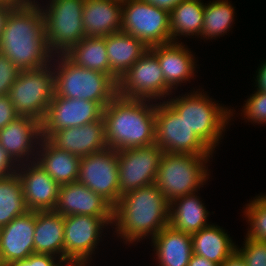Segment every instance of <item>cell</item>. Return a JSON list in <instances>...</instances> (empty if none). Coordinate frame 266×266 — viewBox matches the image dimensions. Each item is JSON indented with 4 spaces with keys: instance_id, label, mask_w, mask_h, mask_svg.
Masks as SVG:
<instances>
[{
    "instance_id": "cell-1",
    "label": "cell",
    "mask_w": 266,
    "mask_h": 266,
    "mask_svg": "<svg viewBox=\"0 0 266 266\" xmlns=\"http://www.w3.org/2000/svg\"><path fill=\"white\" fill-rule=\"evenodd\" d=\"M35 0L16 5L8 14L0 37V53L19 70L43 68L52 61L45 21Z\"/></svg>"
},
{
    "instance_id": "cell-2",
    "label": "cell",
    "mask_w": 266,
    "mask_h": 266,
    "mask_svg": "<svg viewBox=\"0 0 266 266\" xmlns=\"http://www.w3.org/2000/svg\"><path fill=\"white\" fill-rule=\"evenodd\" d=\"M170 203L155 184L129 191L113 207L116 234L126 243L155 237L169 225Z\"/></svg>"
},
{
    "instance_id": "cell-3",
    "label": "cell",
    "mask_w": 266,
    "mask_h": 266,
    "mask_svg": "<svg viewBox=\"0 0 266 266\" xmlns=\"http://www.w3.org/2000/svg\"><path fill=\"white\" fill-rule=\"evenodd\" d=\"M150 101L118 94L110 101L102 113L107 148L119 151L155 143L156 104Z\"/></svg>"
},
{
    "instance_id": "cell-4",
    "label": "cell",
    "mask_w": 266,
    "mask_h": 266,
    "mask_svg": "<svg viewBox=\"0 0 266 266\" xmlns=\"http://www.w3.org/2000/svg\"><path fill=\"white\" fill-rule=\"evenodd\" d=\"M55 56L54 95L90 100L104 109L118 94V83L110 75L77 66L65 55Z\"/></svg>"
},
{
    "instance_id": "cell-5",
    "label": "cell",
    "mask_w": 266,
    "mask_h": 266,
    "mask_svg": "<svg viewBox=\"0 0 266 266\" xmlns=\"http://www.w3.org/2000/svg\"><path fill=\"white\" fill-rule=\"evenodd\" d=\"M209 158L210 155L164 152L155 185L169 203L187 194L196 193L208 180L209 174L205 164Z\"/></svg>"
},
{
    "instance_id": "cell-6",
    "label": "cell",
    "mask_w": 266,
    "mask_h": 266,
    "mask_svg": "<svg viewBox=\"0 0 266 266\" xmlns=\"http://www.w3.org/2000/svg\"><path fill=\"white\" fill-rule=\"evenodd\" d=\"M212 151L225 130L232 111L219 106L202 92L182 95L166 101Z\"/></svg>"
},
{
    "instance_id": "cell-7",
    "label": "cell",
    "mask_w": 266,
    "mask_h": 266,
    "mask_svg": "<svg viewBox=\"0 0 266 266\" xmlns=\"http://www.w3.org/2000/svg\"><path fill=\"white\" fill-rule=\"evenodd\" d=\"M53 65L20 70L8 96L18 116L42 123L55 94Z\"/></svg>"
},
{
    "instance_id": "cell-8",
    "label": "cell",
    "mask_w": 266,
    "mask_h": 266,
    "mask_svg": "<svg viewBox=\"0 0 266 266\" xmlns=\"http://www.w3.org/2000/svg\"><path fill=\"white\" fill-rule=\"evenodd\" d=\"M49 3L47 8L41 7L48 50L53 56L65 55L86 37L82 24L84 0H50Z\"/></svg>"
},
{
    "instance_id": "cell-9",
    "label": "cell",
    "mask_w": 266,
    "mask_h": 266,
    "mask_svg": "<svg viewBox=\"0 0 266 266\" xmlns=\"http://www.w3.org/2000/svg\"><path fill=\"white\" fill-rule=\"evenodd\" d=\"M121 32L148 48L171 43L169 12L145 0L123 1Z\"/></svg>"
},
{
    "instance_id": "cell-10",
    "label": "cell",
    "mask_w": 266,
    "mask_h": 266,
    "mask_svg": "<svg viewBox=\"0 0 266 266\" xmlns=\"http://www.w3.org/2000/svg\"><path fill=\"white\" fill-rule=\"evenodd\" d=\"M155 144L164 152L173 154L212 155L213 153L165 101L156 104Z\"/></svg>"
},
{
    "instance_id": "cell-11",
    "label": "cell",
    "mask_w": 266,
    "mask_h": 266,
    "mask_svg": "<svg viewBox=\"0 0 266 266\" xmlns=\"http://www.w3.org/2000/svg\"><path fill=\"white\" fill-rule=\"evenodd\" d=\"M108 224H113V217L64 216V263L86 266L97 248L102 228Z\"/></svg>"
},
{
    "instance_id": "cell-12",
    "label": "cell",
    "mask_w": 266,
    "mask_h": 266,
    "mask_svg": "<svg viewBox=\"0 0 266 266\" xmlns=\"http://www.w3.org/2000/svg\"><path fill=\"white\" fill-rule=\"evenodd\" d=\"M171 90L165 83L156 55L150 49L118 81V95L130 99L156 101L171 94Z\"/></svg>"
},
{
    "instance_id": "cell-13",
    "label": "cell",
    "mask_w": 266,
    "mask_h": 266,
    "mask_svg": "<svg viewBox=\"0 0 266 266\" xmlns=\"http://www.w3.org/2000/svg\"><path fill=\"white\" fill-rule=\"evenodd\" d=\"M117 150L102 151L80 157L77 182L105 199L112 207L120 199Z\"/></svg>"
},
{
    "instance_id": "cell-14",
    "label": "cell",
    "mask_w": 266,
    "mask_h": 266,
    "mask_svg": "<svg viewBox=\"0 0 266 266\" xmlns=\"http://www.w3.org/2000/svg\"><path fill=\"white\" fill-rule=\"evenodd\" d=\"M164 151L152 144L117 151L120 196L155 184Z\"/></svg>"
},
{
    "instance_id": "cell-15",
    "label": "cell",
    "mask_w": 266,
    "mask_h": 266,
    "mask_svg": "<svg viewBox=\"0 0 266 266\" xmlns=\"http://www.w3.org/2000/svg\"><path fill=\"white\" fill-rule=\"evenodd\" d=\"M102 113L103 108L97 102L54 95L41 123L42 138L48 139L57 130L97 121Z\"/></svg>"
},
{
    "instance_id": "cell-16",
    "label": "cell",
    "mask_w": 266,
    "mask_h": 266,
    "mask_svg": "<svg viewBox=\"0 0 266 266\" xmlns=\"http://www.w3.org/2000/svg\"><path fill=\"white\" fill-rule=\"evenodd\" d=\"M31 161L28 162L29 165L26 163L19 165L16 172L21 181L27 209L54 210L60 185L36 161Z\"/></svg>"
},
{
    "instance_id": "cell-17",
    "label": "cell",
    "mask_w": 266,
    "mask_h": 266,
    "mask_svg": "<svg viewBox=\"0 0 266 266\" xmlns=\"http://www.w3.org/2000/svg\"><path fill=\"white\" fill-rule=\"evenodd\" d=\"M36 211H27L0 228V262L6 266L34 254Z\"/></svg>"
},
{
    "instance_id": "cell-18",
    "label": "cell",
    "mask_w": 266,
    "mask_h": 266,
    "mask_svg": "<svg viewBox=\"0 0 266 266\" xmlns=\"http://www.w3.org/2000/svg\"><path fill=\"white\" fill-rule=\"evenodd\" d=\"M41 140V123L29 117L19 116L0 129V145L19 165L24 161L27 163L29 158H33V161L36 160V157H33L36 149L33 148H36L37 145L39 147Z\"/></svg>"
},
{
    "instance_id": "cell-19",
    "label": "cell",
    "mask_w": 266,
    "mask_h": 266,
    "mask_svg": "<svg viewBox=\"0 0 266 266\" xmlns=\"http://www.w3.org/2000/svg\"><path fill=\"white\" fill-rule=\"evenodd\" d=\"M48 140L58 149L79 157L102 151L107 148L104 119L57 130Z\"/></svg>"
},
{
    "instance_id": "cell-20",
    "label": "cell",
    "mask_w": 266,
    "mask_h": 266,
    "mask_svg": "<svg viewBox=\"0 0 266 266\" xmlns=\"http://www.w3.org/2000/svg\"><path fill=\"white\" fill-rule=\"evenodd\" d=\"M54 211L62 216L113 217V207L100 195L78 182L60 186Z\"/></svg>"
},
{
    "instance_id": "cell-21",
    "label": "cell",
    "mask_w": 266,
    "mask_h": 266,
    "mask_svg": "<svg viewBox=\"0 0 266 266\" xmlns=\"http://www.w3.org/2000/svg\"><path fill=\"white\" fill-rule=\"evenodd\" d=\"M122 5L117 0H84L82 24L88 37L121 32Z\"/></svg>"
},
{
    "instance_id": "cell-22",
    "label": "cell",
    "mask_w": 266,
    "mask_h": 266,
    "mask_svg": "<svg viewBox=\"0 0 266 266\" xmlns=\"http://www.w3.org/2000/svg\"><path fill=\"white\" fill-rule=\"evenodd\" d=\"M149 49L156 55L165 83L171 89L193 77L196 68L195 57L182 43L171 42Z\"/></svg>"
},
{
    "instance_id": "cell-23",
    "label": "cell",
    "mask_w": 266,
    "mask_h": 266,
    "mask_svg": "<svg viewBox=\"0 0 266 266\" xmlns=\"http://www.w3.org/2000/svg\"><path fill=\"white\" fill-rule=\"evenodd\" d=\"M36 151V162L61 186L78 180L80 157L60 150L42 138ZM39 158H38V157Z\"/></svg>"
},
{
    "instance_id": "cell-24",
    "label": "cell",
    "mask_w": 266,
    "mask_h": 266,
    "mask_svg": "<svg viewBox=\"0 0 266 266\" xmlns=\"http://www.w3.org/2000/svg\"><path fill=\"white\" fill-rule=\"evenodd\" d=\"M158 266H187L193 254L191 234L164 227L152 239Z\"/></svg>"
},
{
    "instance_id": "cell-25",
    "label": "cell",
    "mask_w": 266,
    "mask_h": 266,
    "mask_svg": "<svg viewBox=\"0 0 266 266\" xmlns=\"http://www.w3.org/2000/svg\"><path fill=\"white\" fill-rule=\"evenodd\" d=\"M111 77L118 83L128 69L149 49L136 37L124 32L105 37Z\"/></svg>"
},
{
    "instance_id": "cell-26",
    "label": "cell",
    "mask_w": 266,
    "mask_h": 266,
    "mask_svg": "<svg viewBox=\"0 0 266 266\" xmlns=\"http://www.w3.org/2000/svg\"><path fill=\"white\" fill-rule=\"evenodd\" d=\"M33 240L35 253L59 256L64 261V216L54 210L36 211Z\"/></svg>"
},
{
    "instance_id": "cell-27",
    "label": "cell",
    "mask_w": 266,
    "mask_h": 266,
    "mask_svg": "<svg viewBox=\"0 0 266 266\" xmlns=\"http://www.w3.org/2000/svg\"><path fill=\"white\" fill-rule=\"evenodd\" d=\"M194 194L170 202L169 225L175 230L193 234L210 225L207 223L208 210Z\"/></svg>"
},
{
    "instance_id": "cell-28",
    "label": "cell",
    "mask_w": 266,
    "mask_h": 266,
    "mask_svg": "<svg viewBox=\"0 0 266 266\" xmlns=\"http://www.w3.org/2000/svg\"><path fill=\"white\" fill-rule=\"evenodd\" d=\"M193 254L207 258L221 265L236 249L225 231L215 225H209L191 234Z\"/></svg>"
},
{
    "instance_id": "cell-29",
    "label": "cell",
    "mask_w": 266,
    "mask_h": 266,
    "mask_svg": "<svg viewBox=\"0 0 266 266\" xmlns=\"http://www.w3.org/2000/svg\"><path fill=\"white\" fill-rule=\"evenodd\" d=\"M204 7L201 0H182L169 12L171 42L180 35H201Z\"/></svg>"
},
{
    "instance_id": "cell-30",
    "label": "cell",
    "mask_w": 266,
    "mask_h": 266,
    "mask_svg": "<svg viewBox=\"0 0 266 266\" xmlns=\"http://www.w3.org/2000/svg\"><path fill=\"white\" fill-rule=\"evenodd\" d=\"M65 56L77 66L111 76L105 37L83 38Z\"/></svg>"
},
{
    "instance_id": "cell-31",
    "label": "cell",
    "mask_w": 266,
    "mask_h": 266,
    "mask_svg": "<svg viewBox=\"0 0 266 266\" xmlns=\"http://www.w3.org/2000/svg\"><path fill=\"white\" fill-rule=\"evenodd\" d=\"M27 211L19 176L0 177V228Z\"/></svg>"
},
{
    "instance_id": "cell-32",
    "label": "cell",
    "mask_w": 266,
    "mask_h": 266,
    "mask_svg": "<svg viewBox=\"0 0 266 266\" xmlns=\"http://www.w3.org/2000/svg\"><path fill=\"white\" fill-rule=\"evenodd\" d=\"M234 8L228 0H216L205 4L204 20L201 29V35L210 39L224 35L232 28L234 19ZM208 37V38H207Z\"/></svg>"
},
{
    "instance_id": "cell-33",
    "label": "cell",
    "mask_w": 266,
    "mask_h": 266,
    "mask_svg": "<svg viewBox=\"0 0 266 266\" xmlns=\"http://www.w3.org/2000/svg\"><path fill=\"white\" fill-rule=\"evenodd\" d=\"M247 204L244 213L250 222L247 236L258 241H266V195L255 197Z\"/></svg>"
},
{
    "instance_id": "cell-34",
    "label": "cell",
    "mask_w": 266,
    "mask_h": 266,
    "mask_svg": "<svg viewBox=\"0 0 266 266\" xmlns=\"http://www.w3.org/2000/svg\"><path fill=\"white\" fill-rule=\"evenodd\" d=\"M243 248L236 250L243 256L246 266H266V241L246 237Z\"/></svg>"
},
{
    "instance_id": "cell-35",
    "label": "cell",
    "mask_w": 266,
    "mask_h": 266,
    "mask_svg": "<svg viewBox=\"0 0 266 266\" xmlns=\"http://www.w3.org/2000/svg\"><path fill=\"white\" fill-rule=\"evenodd\" d=\"M244 118L250 122L266 124V92L257 89L244 105Z\"/></svg>"
},
{
    "instance_id": "cell-36",
    "label": "cell",
    "mask_w": 266,
    "mask_h": 266,
    "mask_svg": "<svg viewBox=\"0 0 266 266\" xmlns=\"http://www.w3.org/2000/svg\"><path fill=\"white\" fill-rule=\"evenodd\" d=\"M19 72L20 70L10 60L0 53V96L8 95Z\"/></svg>"
},
{
    "instance_id": "cell-37",
    "label": "cell",
    "mask_w": 266,
    "mask_h": 266,
    "mask_svg": "<svg viewBox=\"0 0 266 266\" xmlns=\"http://www.w3.org/2000/svg\"><path fill=\"white\" fill-rule=\"evenodd\" d=\"M53 255L49 254H31L26 259L21 261H16L6 266H63L61 262L64 261L59 259V261ZM56 261V262H55Z\"/></svg>"
},
{
    "instance_id": "cell-38",
    "label": "cell",
    "mask_w": 266,
    "mask_h": 266,
    "mask_svg": "<svg viewBox=\"0 0 266 266\" xmlns=\"http://www.w3.org/2000/svg\"><path fill=\"white\" fill-rule=\"evenodd\" d=\"M18 116L8 95L0 96V129L4 128Z\"/></svg>"
},
{
    "instance_id": "cell-39",
    "label": "cell",
    "mask_w": 266,
    "mask_h": 266,
    "mask_svg": "<svg viewBox=\"0 0 266 266\" xmlns=\"http://www.w3.org/2000/svg\"><path fill=\"white\" fill-rule=\"evenodd\" d=\"M18 167L19 164H17L0 145V177H7L9 175L16 174Z\"/></svg>"
},
{
    "instance_id": "cell-40",
    "label": "cell",
    "mask_w": 266,
    "mask_h": 266,
    "mask_svg": "<svg viewBox=\"0 0 266 266\" xmlns=\"http://www.w3.org/2000/svg\"><path fill=\"white\" fill-rule=\"evenodd\" d=\"M220 266H246L243 256L235 250Z\"/></svg>"
},
{
    "instance_id": "cell-41",
    "label": "cell",
    "mask_w": 266,
    "mask_h": 266,
    "mask_svg": "<svg viewBox=\"0 0 266 266\" xmlns=\"http://www.w3.org/2000/svg\"><path fill=\"white\" fill-rule=\"evenodd\" d=\"M16 5L13 3L8 2H0V37L1 33L3 32L4 24L6 21V18L10 11L15 7Z\"/></svg>"
},
{
    "instance_id": "cell-42",
    "label": "cell",
    "mask_w": 266,
    "mask_h": 266,
    "mask_svg": "<svg viewBox=\"0 0 266 266\" xmlns=\"http://www.w3.org/2000/svg\"><path fill=\"white\" fill-rule=\"evenodd\" d=\"M260 66L256 76V87L258 90L266 92V61Z\"/></svg>"
},
{
    "instance_id": "cell-43",
    "label": "cell",
    "mask_w": 266,
    "mask_h": 266,
    "mask_svg": "<svg viewBox=\"0 0 266 266\" xmlns=\"http://www.w3.org/2000/svg\"><path fill=\"white\" fill-rule=\"evenodd\" d=\"M145 1L170 12L182 0H145Z\"/></svg>"
},
{
    "instance_id": "cell-44",
    "label": "cell",
    "mask_w": 266,
    "mask_h": 266,
    "mask_svg": "<svg viewBox=\"0 0 266 266\" xmlns=\"http://www.w3.org/2000/svg\"><path fill=\"white\" fill-rule=\"evenodd\" d=\"M187 266H220L217 263L209 261L207 258L192 254Z\"/></svg>"
},
{
    "instance_id": "cell-45",
    "label": "cell",
    "mask_w": 266,
    "mask_h": 266,
    "mask_svg": "<svg viewBox=\"0 0 266 266\" xmlns=\"http://www.w3.org/2000/svg\"><path fill=\"white\" fill-rule=\"evenodd\" d=\"M31 1L33 0H0V2H8V3H13L15 5L25 4Z\"/></svg>"
}]
</instances>
